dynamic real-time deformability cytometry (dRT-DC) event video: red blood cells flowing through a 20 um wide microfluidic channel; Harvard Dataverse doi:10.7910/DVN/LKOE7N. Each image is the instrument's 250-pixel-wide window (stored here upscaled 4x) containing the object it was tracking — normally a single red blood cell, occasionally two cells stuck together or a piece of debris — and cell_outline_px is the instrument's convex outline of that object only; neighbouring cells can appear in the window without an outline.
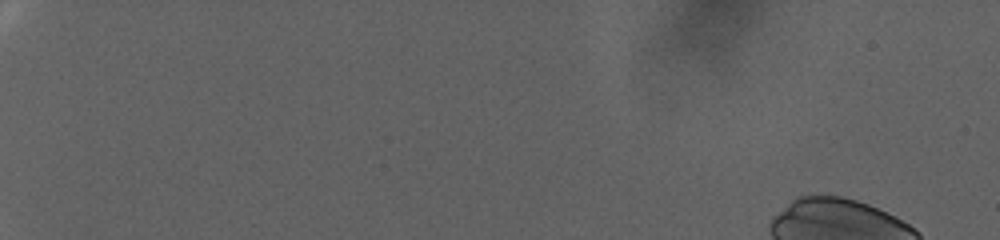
{"species": "human", "species_latin": "Homo sapiens", "temperature_condition": "warm", "stored_images_in_passage": 1, "camera_frame_rate_fps": 3000, "um_per_image_px": 0.085, "donor": {"sex": "female"}, "frame": {"image": 1, "passage_image": 1, "time_ms": 0.0, "image_size_px": [1000, 240], "cell_outline_px": [[760, 28], [712, 60], [660, 48], [664, 40], [676, 32], [684, 28], [740, 12], [752, 12]], "centroid_in_image_um": [60.56, 3.05], "position_along_channel_um": 24.4, "area_um2": 19.13}}